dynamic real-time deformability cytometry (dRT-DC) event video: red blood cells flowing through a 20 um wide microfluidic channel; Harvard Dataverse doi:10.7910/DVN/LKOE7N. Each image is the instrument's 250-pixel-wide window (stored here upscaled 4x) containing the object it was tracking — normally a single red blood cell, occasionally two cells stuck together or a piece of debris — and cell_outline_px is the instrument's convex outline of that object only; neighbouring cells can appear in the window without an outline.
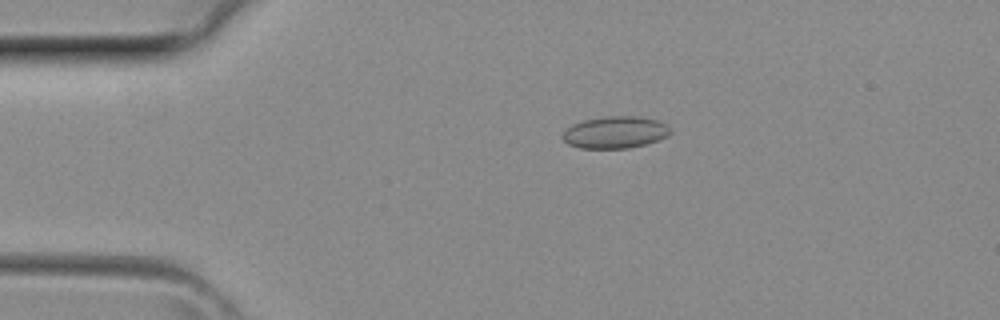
{"species": "common noctule bat (a hibernating species)", "species_latin": "Nyctalus noctula", "temperature_condition": "room temperature", "stored_images_in_passage": 32, "camera_frame_rate_fps": 3000, "um_per_image_px": 0.085, "animal": {"sex": "female", "body_mass_g": 29.2, "forearm_length_mm": 56.3}, "frame": {"image": 1, "passage_image": 2, "time_ms": 0.333, "image_size_px": [1000, 320], "cell_outline_px": [[672, 132], [668, 136], [644, 144], [628, 148], [580, 148], [568, 144], [560, 136], [572, 124], [584, 120], [604, 116], [640, 116], [660, 120], [668, 124], [672, 128]], "centroid_in_image_um": [52.33, 11.23], "position_along_channel_um": 32.7, "area_um2": 20.29}}
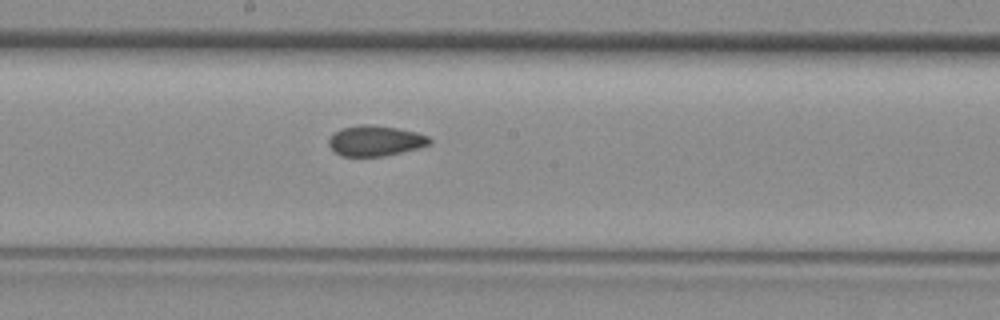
{"frame": {"image": 2, "passage_image": 15, "time_ms": 4.667, "image_size_px": [1000, 320], "cell_outline_px": [[432, 140], [428, 144], [416, 148], [384, 156], [340, 156], [328, 144], [328, 140], [340, 128], [360, 124], [368, 124], [396, 128], [416, 132], [428, 136]], "centroid_in_image_um": [31.87, 11.96], "position_along_channel_um": 216.3, "area_um2": 17.63}}
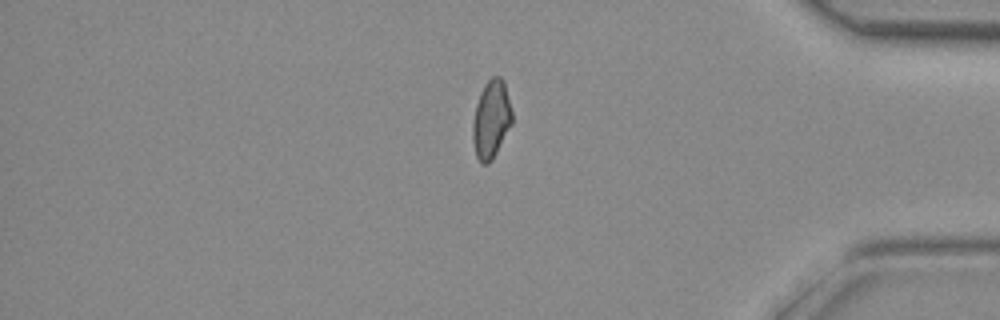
{"frame": {"image": 3, "passage_image": 27, "time_ms": 8.667, "image_size_px": [1000, 320], "cell_outline_px": [[512, 124], [492, 160], [488, 164], [480, 164], [476, 156], [472, 140], [472, 124], [476, 104], [480, 92], [484, 84], [492, 76], [500, 76], [504, 80], [512, 112]], "centroid_in_image_um": [41.74, 10.15], "position_along_channel_um": 393.5, "area_um2": 18.09}}